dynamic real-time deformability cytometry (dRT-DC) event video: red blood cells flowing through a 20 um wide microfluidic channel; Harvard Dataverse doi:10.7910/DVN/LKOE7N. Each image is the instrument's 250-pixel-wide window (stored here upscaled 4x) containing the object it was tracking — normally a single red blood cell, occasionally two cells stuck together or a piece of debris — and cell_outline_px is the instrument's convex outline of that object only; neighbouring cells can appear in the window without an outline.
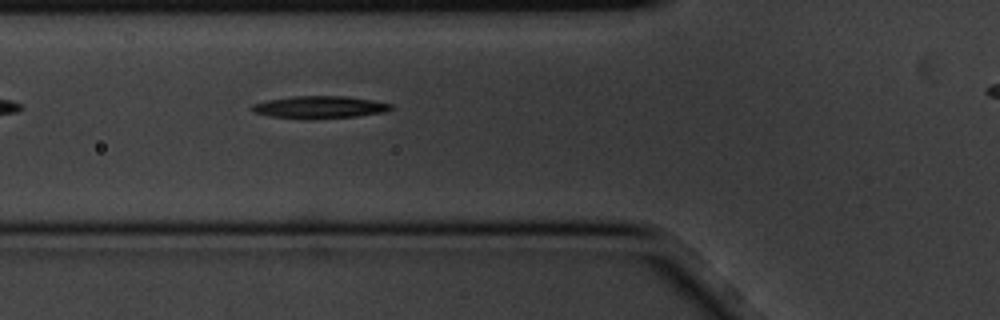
{"species": "common noctule bat (a hibernating species)", "species_latin": "Nyctalus noctula", "temperature_condition": "cold", "stored_images_in_passage": 6, "segment_of_instrument_passage": [1, 2], "camera_frame_rate_fps": 3000, "um_per_image_px": 0.085, "animal": {"sex": "male", "body_mass_g": 20.1, "forearm_length_mm": 53.5}, "frame": {"image": 1, "passage_image": 5, "time_ms": 1.333, "image_size_px": [1000, 320], "cell_outline_px": [[392, 108], [384, 112], [356, 116], [312, 120], [308, 120], [268, 116], [252, 112], [248, 108], [252, 104], [268, 100], [292, 96], [348, 96], [372, 100], [392, 104]], "centroid_in_image_um": [27.09, 9.12], "position_along_channel_um": 98.7, "area_um2": 18.44}}